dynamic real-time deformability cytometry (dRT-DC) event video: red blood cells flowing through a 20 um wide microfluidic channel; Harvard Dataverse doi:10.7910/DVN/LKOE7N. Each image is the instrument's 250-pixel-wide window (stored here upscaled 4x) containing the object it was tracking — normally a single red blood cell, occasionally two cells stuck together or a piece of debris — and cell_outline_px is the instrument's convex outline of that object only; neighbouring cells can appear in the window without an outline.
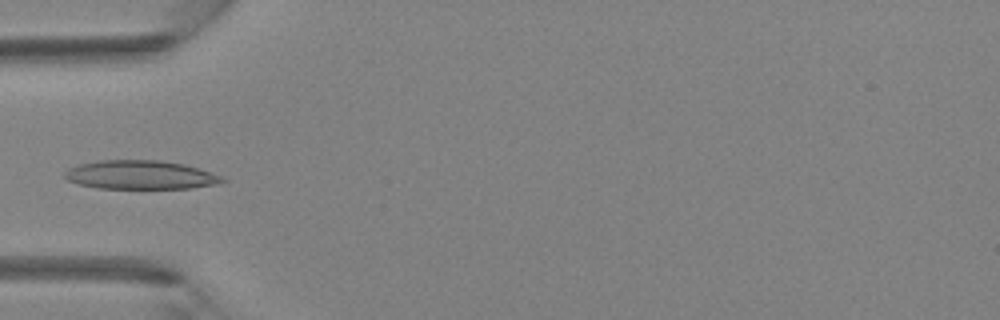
{"species": "Egyptian fruit bat (a non-hibernating species)", "species_latin": "Rousettus aegyptiacus", "temperature_condition": "room temperature", "stored_images_in_passage": 5, "camera_frame_rate_fps": 3000, "um_per_image_px": 0.085, "animal": {"sex": "female"}, "frame": {"image": 1, "passage_image": 4, "time_ms": 1.0, "image_size_px": [1000, 320], "cell_outline_px": [[228, 180], [220, 184], [192, 188], [96, 188], [80, 184], [68, 180], [64, 176], [64, 172], [68, 168], [80, 164], [100, 160], [160, 160], [184, 164], [220, 176]], "centroid_in_image_um": [11.93, 14.87], "position_along_channel_um": 73.1, "area_um2": 26.3}}
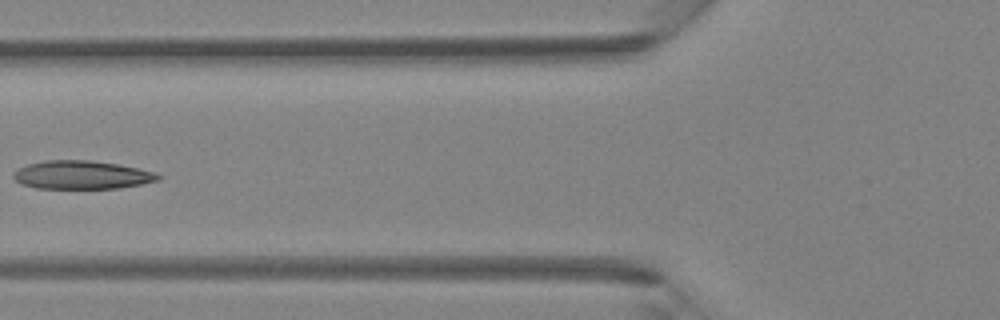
{"frame": {"image": 2, "passage_image": 5, "time_ms": 1.333, "image_size_px": [1000, 320], "cell_outline_px": [[164, 176], [160, 180], [120, 188], [36, 188], [24, 184], [16, 180], [12, 176], [12, 172], [28, 164], [44, 160], [92, 160], [116, 164], [156, 172]], "centroid_in_image_um": [6.98, 14.86], "position_along_channel_um": 118.8, "area_um2": 23.87}}